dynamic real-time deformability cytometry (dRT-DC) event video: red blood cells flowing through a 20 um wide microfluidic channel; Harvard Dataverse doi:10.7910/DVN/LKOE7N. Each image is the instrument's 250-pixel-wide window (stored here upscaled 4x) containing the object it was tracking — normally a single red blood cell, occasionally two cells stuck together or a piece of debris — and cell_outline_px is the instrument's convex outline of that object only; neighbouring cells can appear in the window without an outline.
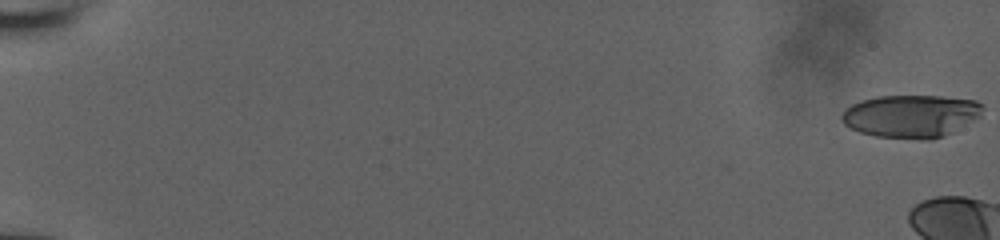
{"species": "human", "species_latin": "Homo sapiens", "temperature_condition": "room temperature", "stored_images_in_passage": 12, "camera_frame_rate_fps": 3000, "um_per_image_px": 0.085, "donor": {"sex": "male"}, "frame": {"image": 1, "passage_image": 1, "time_ms": 0.0, "image_size_px": [1000, 240], "cell_outline_px": [[984, 104], [980, 116], [952, 132], [944, 136], [928, 140], [924, 140], [876, 136], [860, 132], [844, 124], [840, 116], [852, 104], [876, 96], [940, 96], [976, 100]], "centroid_in_image_um": [77.46, 9.86], "position_along_channel_um": 7.5, "area_um2": 34.97}}